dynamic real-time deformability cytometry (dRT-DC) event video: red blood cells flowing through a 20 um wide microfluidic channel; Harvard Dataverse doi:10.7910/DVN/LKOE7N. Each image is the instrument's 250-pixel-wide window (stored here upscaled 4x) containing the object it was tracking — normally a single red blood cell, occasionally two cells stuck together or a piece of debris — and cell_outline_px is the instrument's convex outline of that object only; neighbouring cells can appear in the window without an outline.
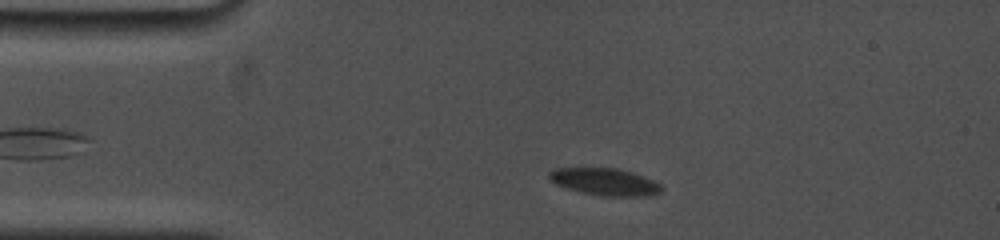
{"species": "common noctule bat (a hibernating species)", "species_latin": "Nyctalus noctula", "temperature_condition": "cold", "stored_images_in_passage": 39, "camera_frame_rate_fps": 5000, "um_per_image_px": 0.085, "animal": {"sex": "female", "body_mass_g": 19.0, "forearm_length_mm": 53.3}, "frame": {"image": 1, "passage_image": 3, "time_ms": 1.2, "image_size_px": [1000, 240], "cell_outline_px": [[664, 188], [660, 192], [648, 196], [600, 196], [580, 192], [556, 184], [548, 176], [548, 172], [556, 168], [616, 168], [632, 172], [644, 176], [660, 184]], "centroid_in_image_um": [51.43, 15.46], "position_along_channel_um": 33.6, "area_um2": 17.74}}
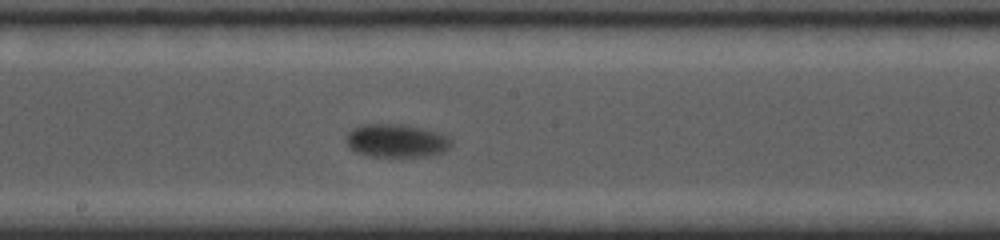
{"frame": {"image": 2, "passage_image": 18, "time_ms": 7.4, "image_size_px": [1000, 240], "cell_outline_px": [[452, 144], [444, 152], [428, 156], [368, 156], [356, 152], [348, 148], [344, 140], [348, 132], [352, 128], [360, 124], [408, 124], [440, 132], [448, 136], [452, 140]], "centroid_in_image_um": [33.68, 11.94], "position_along_channel_um": 214.5, "area_um2": 20.87}}
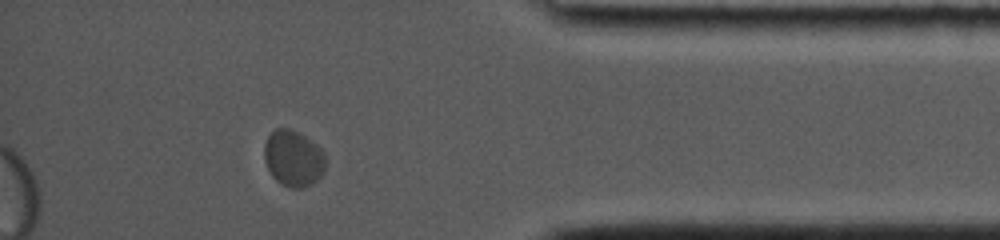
{"frame": {"image": 3, "passage_image": 34, "time_ms": 13.4, "image_size_px": [1000, 240], "cell_outline_px": [[324, 172], [312, 184], [304, 188], [292, 188], [280, 184], [272, 176], [264, 160], [264, 144], [268, 136], [276, 128], [292, 128], [300, 132], [316, 144], [324, 152]], "centroid_in_image_um": [24.92, 13.45], "position_along_channel_um": 410.3, "area_um2": 20.23}, "authors_computed_cell_mechanics": {"area_um2": 19.9988, "velocity_mm_per_s": 3.512, "shape_relaxation_time_tau1_ms": 1.2003, "shape_relaxation_time_tau2_ms": null, "deformation_change_tau1": 0.0615, "deformation_change_tau2": null}}